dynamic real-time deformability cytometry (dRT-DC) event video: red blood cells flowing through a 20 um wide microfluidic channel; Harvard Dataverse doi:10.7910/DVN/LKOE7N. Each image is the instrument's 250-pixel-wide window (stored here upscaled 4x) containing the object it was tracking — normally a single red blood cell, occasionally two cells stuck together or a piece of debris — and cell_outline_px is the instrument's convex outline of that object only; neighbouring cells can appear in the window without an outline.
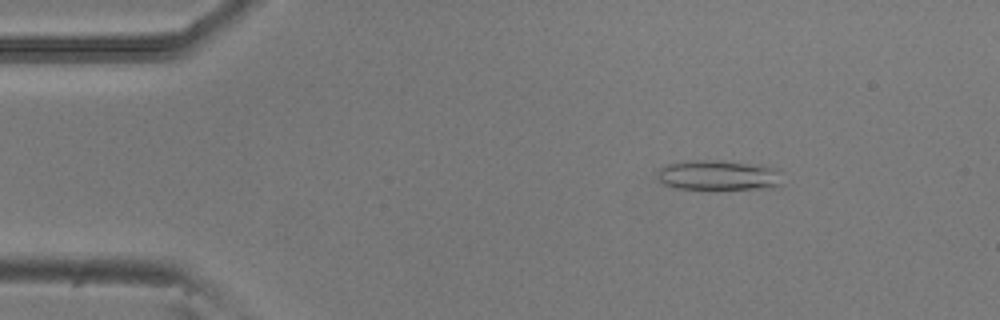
{"species": "common noctule bat (a hibernating species)", "species_latin": "Nyctalus noctula", "temperature_condition": "room temperature", "stored_images_in_passage": 3, "camera_frame_rate_fps": 3000, "um_per_image_px": 0.085, "animal": {"sex": "male", "body_mass_g": 20.5, "forearm_length_mm": 52.5}, "frame": {"image": 1, "passage_image": 1, "time_ms": 0.0, "image_size_px": [1000, 320], "cell_outline_px": [[780, 184], [772, 188], [676, 188], [664, 184], [656, 176], [660, 168], [668, 164], [692, 160], [716, 160], [760, 164], [780, 172]], "centroid_in_image_um": [61.05, 14.88], "position_along_channel_um": 24.0, "area_um2": 21.5}}